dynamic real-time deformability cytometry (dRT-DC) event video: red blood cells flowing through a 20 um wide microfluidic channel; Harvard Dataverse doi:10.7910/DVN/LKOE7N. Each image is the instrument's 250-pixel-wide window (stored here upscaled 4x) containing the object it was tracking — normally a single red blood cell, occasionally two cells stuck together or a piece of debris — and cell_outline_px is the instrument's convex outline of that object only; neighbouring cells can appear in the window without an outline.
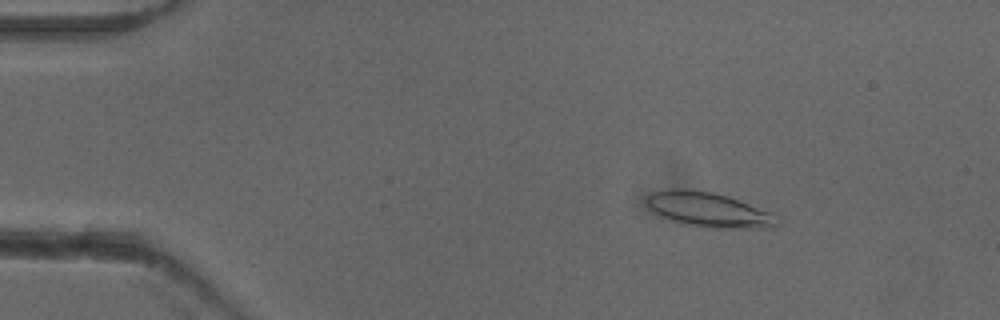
{"species": "common noctule bat (a hibernating species)", "species_latin": "Nyctalus noctula", "temperature_condition": "cold", "stored_images_in_passage": 4, "camera_frame_rate_fps": 3000, "um_per_image_px": 0.085, "animal": {"sex": "female"}, "frame": {"image": 1, "passage_image": 2, "time_ms": 0.333, "image_size_px": [1000, 320], "cell_outline_px": [[748, 220], [740, 224], [712, 224], [684, 220], [672, 216], [664, 212], [672, 192], [700, 192], [720, 196], [744, 204], [748, 208]], "centroid_in_image_um": [60.03, 17.73], "position_along_channel_um": 25.0, "area_um2": 15.14}}